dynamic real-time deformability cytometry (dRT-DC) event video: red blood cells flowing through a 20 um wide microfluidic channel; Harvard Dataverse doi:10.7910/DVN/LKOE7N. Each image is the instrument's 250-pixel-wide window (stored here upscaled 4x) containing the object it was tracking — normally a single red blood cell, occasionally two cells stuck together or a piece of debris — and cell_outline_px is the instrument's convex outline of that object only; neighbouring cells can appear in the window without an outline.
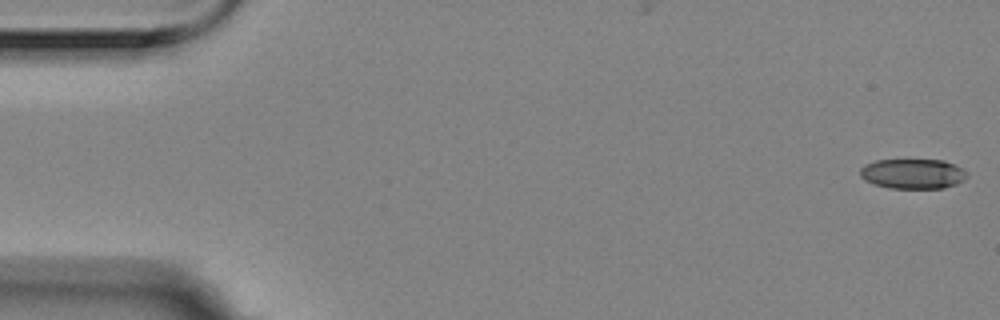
{"species": "Egyptian fruit bat (a non-hibernating species)", "species_latin": "Rousettus aegyptiacus", "temperature_condition": "room temperature", "stored_images_in_passage": 10, "camera_frame_rate_fps": 3000, "um_per_image_px": 0.085, "animal": {"sex": "female"}, "frame": {"image": 1, "passage_image": 1, "time_ms": 0.0, "image_size_px": [1000, 320], "cell_outline_px": [[968, 176], [964, 180], [956, 184], [944, 188], [888, 188], [864, 180], [860, 176], [860, 168], [864, 164], [876, 160], [944, 160], [960, 168]], "centroid_in_image_um": [77.55, 14.77], "position_along_channel_um": 7.4, "area_um2": 18.55}}
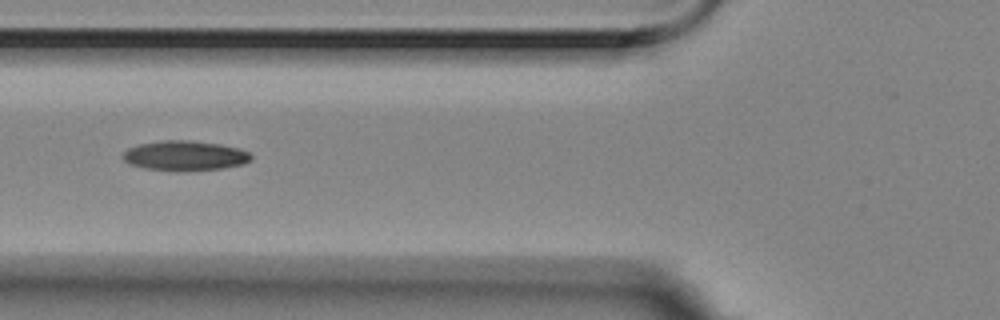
{"frame": {"image": 2, "passage_image": 6, "time_ms": 1.667, "image_size_px": [1000, 320], "cell_outline_px": [[252, 160], [244, 164], [224, 168], [184, 172], [176, 172], [144, 168], [128, 164], [124, 160], [124, 152], [128, 148], [140, 144], [164, 140], [192, 140], [220, 144], [240, 148], [248, 152], [252, 156]], "centroid_in_image_um": [15.75, 13.25], "position_along_channel_um": 110.1, "area_um2": 22.72}}
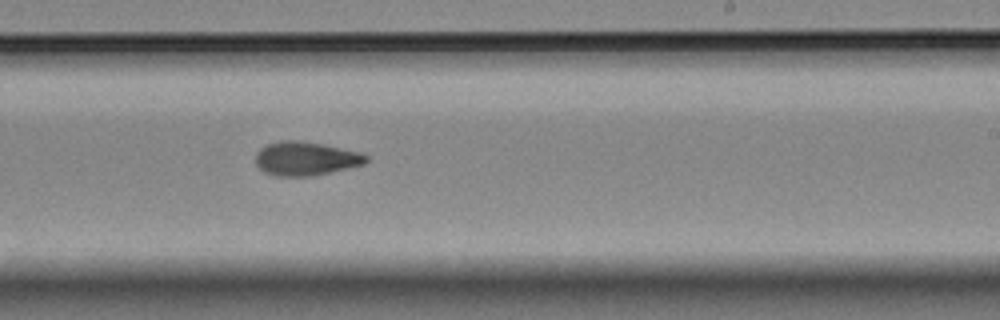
{"frame": {"image": 3, "passage_image": 10, "time_ms": 3.0, "image_size_px": [1000, 320], "cell_outline_px": [[368, 160], [364, 164], [348, 168], [312, 176], [276, 176], [264, 172], [256, 164], [256, 152], [260, 148], [268, 144], [280, 140], [300, 140], [324, 144], [360, 152], [368, 156]], "centroid_in_image_um": [25.98, 13.47], "position_along_channel_um": 263.0, "area_um2": 21.85}}